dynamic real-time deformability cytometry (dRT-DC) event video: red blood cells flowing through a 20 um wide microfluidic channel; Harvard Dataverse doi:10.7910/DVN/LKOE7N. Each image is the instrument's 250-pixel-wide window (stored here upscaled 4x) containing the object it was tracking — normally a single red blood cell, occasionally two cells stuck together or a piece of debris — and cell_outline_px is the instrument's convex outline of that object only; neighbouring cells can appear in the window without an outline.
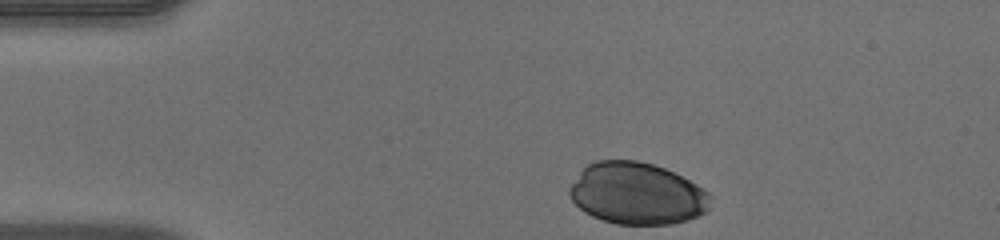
{"species": "human", "species_latin": "Homo sapiens", "temperature_condition": "warm", "stored_images_in_passage": 33, "camera_frame_rate_fps": 3000, "um_per_image_px": 0.085, "donor": {"sex": "male"}, "frame": {"image": 1, "passage_image": 1, "time_ms": 0.0, "image_size_px": [1000, 240], "cell_outline_px": [[712, 200], [708, 212], [688, 220], [672, 224], [616, 224], [592, 216], [584, 212], [572, 200], [568, 192], [568, 188], [580, 172], [588, 164], [596, 160], [636, 160], [652, 164], [664, 168], [696, 184], [708, 192], [712, 196]], "centroid_in_image_um": [54.16, 16.46], "position_along_channel_um": 30.8, "area_um2": 50.86}}
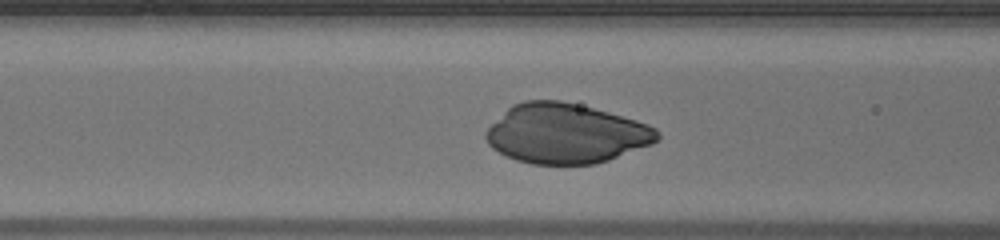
{"frame": {"image": 2, "passage_image": 12, "time_ms": 3.667, "image_size_px": [1000, 240], "cell_outline_px": [[660, 136], [652, 144], [608, 160], [596, 164], [532, 164], [516, 160], [492, 148], [488, 144], [484, 136], [484, 132], [512, 104], [524, 100], [560, 100], [608, 112], [636, 120], [648, 124], [656, 128], [660, 132]], "centroid_in_image_um": [48.09, 11.35], "position_along_channel_um": 118.5, "area_um2": 59.42}}
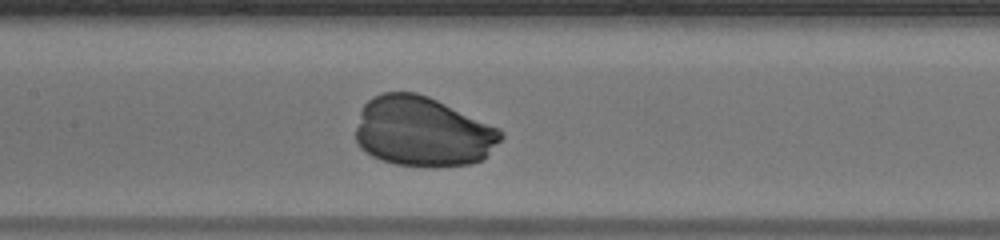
{"frame": {"image": 3, "passage_image": 16, "time_ms": 5.0, "image_size_px": [1000, 240], "cell_outline_px": [[504, 136], [480, 160], [472, 164], [436, 168], [432, 168], [396, 164], [380, 160], [372, 156], [360, 148], [356, 140], [356, 128], [360, 112], [364, 104], [372, 96], [384, 92], [416, 92], [428, 96], [500, 128], [504, 132]], "centroid_in_image_um": [35.91, 11.2], "position_along_channel_um": 171.5, "area_um2": 59.48}}